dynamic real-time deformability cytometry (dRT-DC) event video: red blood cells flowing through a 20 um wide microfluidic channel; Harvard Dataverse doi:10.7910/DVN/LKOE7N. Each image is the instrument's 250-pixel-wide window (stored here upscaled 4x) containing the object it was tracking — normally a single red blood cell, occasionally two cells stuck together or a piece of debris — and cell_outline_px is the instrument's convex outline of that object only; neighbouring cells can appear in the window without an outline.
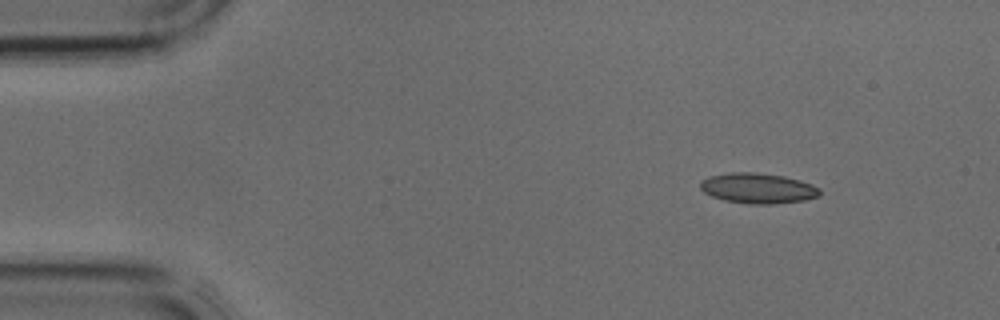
{"species": "common noctule bat (a hibernating species)", "species_latin": "Nyctalus noctula", "temperature_condition": "cold", "stored_images_in_passage": 3, "camera_frame_rate_fps": 3000, "um_per_image_px": 0.085, "animal": {"sex": "male", "body_mass_g": 17.9, "forearm_length_mm": 54.2}, "frame": {"image": 1, "passage_image": 1, "time_ms": 0.0, "image_size_px": [1000, 320], "cell_outline_px": [[820, 196], [804, 200], [776, 204], [748, 204], [724, 200], [712, 196], [704, 192], [700, 188], [700, 184], [708, 176], [732, 172], [752, 172], [784, 176], [800, 180], [812, 184], [820, 188]], "centroid_in_image_um": [64.45, 16.01], "position_along_channel_um": 20.6, "area_um2": 21.15}}
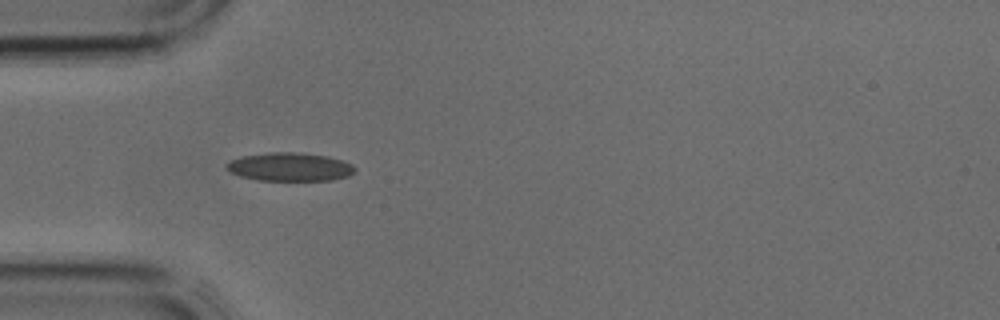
{"frame": {"image": 2, "passage_image": 3, "time_ms": 0.667, "image_size_px": [1000, 320], "cell_outline_px": [[356, 172], [348, 176], [332, 180], [256, 180], [240, 176], [224, 168], [224, 164], [228, 160], [240, 156], [268, 152], [296, 152], [328, 156], [344, 160], [352, 164], [356, 168]], "centroid_in_image_um": [24.61, 14.17], "position_along_channel_um": 60.4, "area_um2": 21.62}}